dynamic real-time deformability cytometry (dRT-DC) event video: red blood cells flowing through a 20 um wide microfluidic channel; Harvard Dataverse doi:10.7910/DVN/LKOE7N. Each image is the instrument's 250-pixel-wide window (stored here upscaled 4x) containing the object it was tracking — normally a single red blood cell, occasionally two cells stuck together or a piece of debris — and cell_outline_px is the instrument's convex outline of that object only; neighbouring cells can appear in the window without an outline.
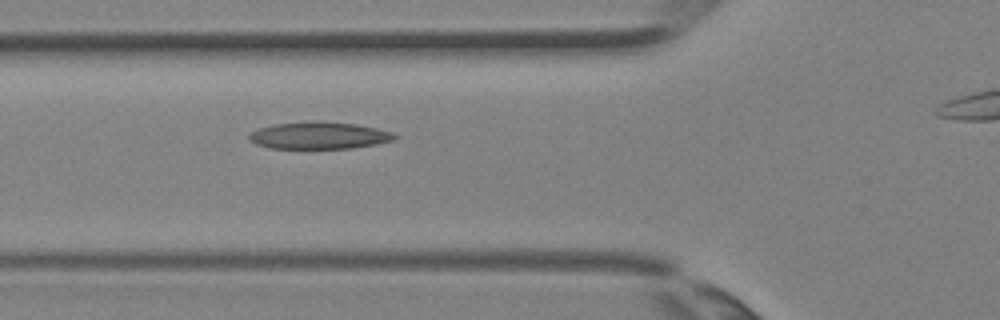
{"species": "Egyptian fruit bat (a non-hibernating species)", "species_latin": "Rousettus aegyptiacus", "temperature_condition": "room temperature", "stored_images_in_passage": 3, "camera_frame_rate_fps": 3000, "um_per_image_px": 0.085, "animal": {"sex": "female"}, "frame": {"image": 1, "passage_image": 2, "time_ms": 0.333, "image_size_px": [1000, 320], "cell_outline_px": [[400, 136], [396, 140], [376, 144], [352, 148], [268, 148], [256, 144], [248, 140], [248, 136], [252, 132], [260, 128], [276, 124], [316, 120], [356, 124], [376, 128], [392, 132]], "centroid_in_image_um": [27.16, 11.51], "position_along_channel_um": 98.6, "area_um2": 23.06}}